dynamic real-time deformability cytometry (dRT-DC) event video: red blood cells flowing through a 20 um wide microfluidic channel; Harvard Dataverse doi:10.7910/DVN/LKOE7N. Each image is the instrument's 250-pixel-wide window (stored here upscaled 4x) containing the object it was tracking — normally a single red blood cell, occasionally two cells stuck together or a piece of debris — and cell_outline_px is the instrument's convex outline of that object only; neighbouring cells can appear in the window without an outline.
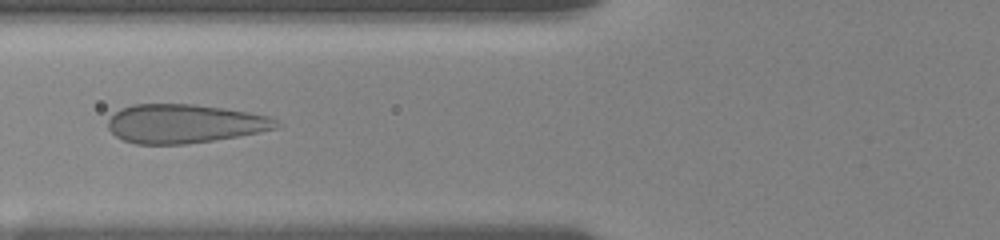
{"species": "human", "species_latin": "Homo sapiens", "temperature_condition": "room temperature", "stored_images_in_passage": 44, "camera_frame_rate_fps": 3000, "um_per_image_px": 0.085, "donor": {"sex": "female"}, "frame": {"image": 1, "passage_image": 14, "time_ms": 2.0, "image_size_px": [1000, 240], "cell_outline_px": [[280, 124], [276, 128], [260, 132], [212, 140], [184, 144], [136, 144], [124, 140], [116, 136], [108, 128], [108, 120], [120, 108], [132, 104], [196, 104], [224, 108], [248, 112], [268, 116], [276, 120]], "centroid_in_image_um": [15.66, 10.5], "position_along_channel_um": 110.1, "area_um2": 37.92}}
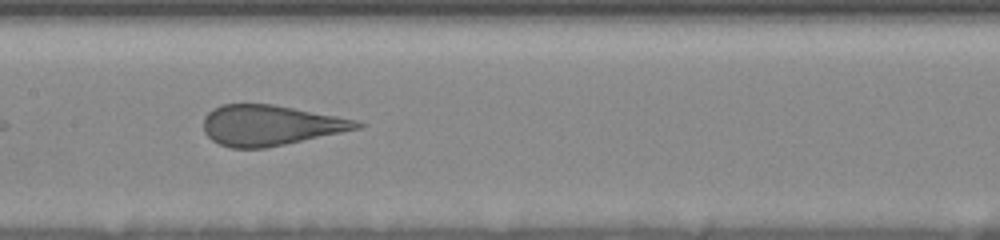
{"frame": {"image": 2, "passage_image": 22, "time_ms": 4.0, "image_size_px": [1000, 240], "cell_outline_px": [[364, 124], [360, 128], [284, 144], [264, 148], [232, 148], [220, 144], [212, 140], [204, 132], [204, 116], [212, 108], [220, 104], [272, 104], [336, 116], [356, 120]], "centroid_in_image_um": [22.92, 10.64], "position_along_channel_um": 184.5, "area_um2": 35.72}}
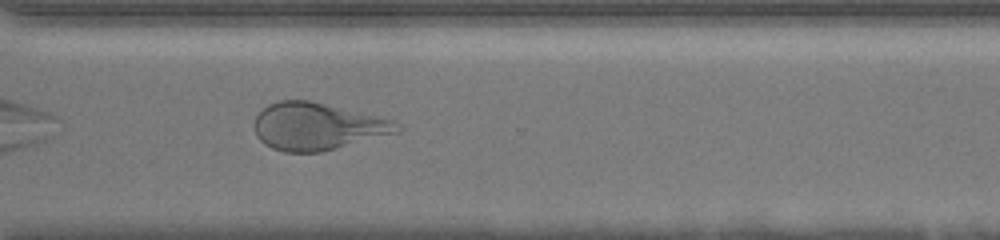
{"frame": {"image": 3, "passage_image": 43, "time_ms": 8.333, "image_size_px": [1000, 240], "cell_outline_px": [[404, 128], [400, 132], [320, 152], [284, 152], [272, 148], [264, 144], [256, 136], [256, 116], [268, 104], [280, 100], [308, 100], [380, 116], [396, 120]], "centroid_in_image_um": [27.03, 10.74], "position_along_channel_um": 343.6, "area_um2": 39.3}}